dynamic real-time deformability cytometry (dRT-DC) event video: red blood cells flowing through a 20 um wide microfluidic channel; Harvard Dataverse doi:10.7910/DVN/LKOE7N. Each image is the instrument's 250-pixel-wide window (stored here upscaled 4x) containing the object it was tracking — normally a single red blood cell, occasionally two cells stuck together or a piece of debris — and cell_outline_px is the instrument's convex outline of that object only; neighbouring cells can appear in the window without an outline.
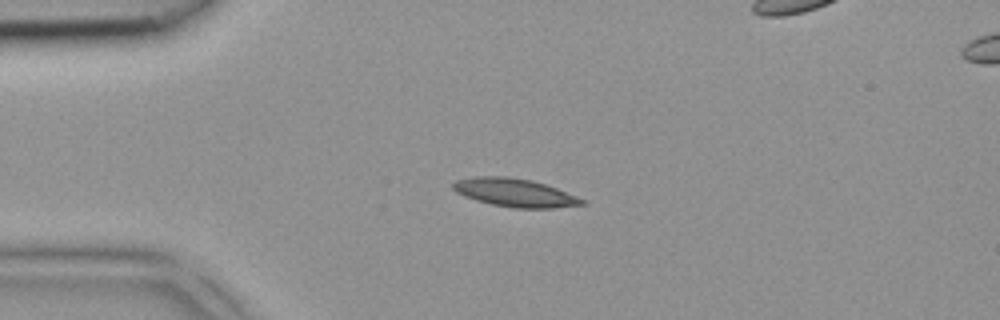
{"species": "common noctule bat (a hibernating species)", "species_latin": "Nyctalus noctula", "temperature_condition": "room temperature", "stored_images_in_passage": 4, "camera_frame_rate_fps": 3000, "um_per_image_px": 0.085, "animal": {"sex": "female", "body_mass_g": 18.4}, "frame": {"image": 1, "passage_image": 2, "time_ms": 0.333, "image_size_px": [1000, 320], "cell_outline_px": [[588, 204], [552, 208], [512, 208], [492, 204], [476, 200], [464, 196], [456, 192], [452, 188], [452, 184], [456, 180], [472, 176], [508, 176], [532, 180], [556, 188], [588, 200]], "centroid_in_image_um": [43.78, 16.37], "position_along_channel_um": 41.2, "area_um2": 21.44}}